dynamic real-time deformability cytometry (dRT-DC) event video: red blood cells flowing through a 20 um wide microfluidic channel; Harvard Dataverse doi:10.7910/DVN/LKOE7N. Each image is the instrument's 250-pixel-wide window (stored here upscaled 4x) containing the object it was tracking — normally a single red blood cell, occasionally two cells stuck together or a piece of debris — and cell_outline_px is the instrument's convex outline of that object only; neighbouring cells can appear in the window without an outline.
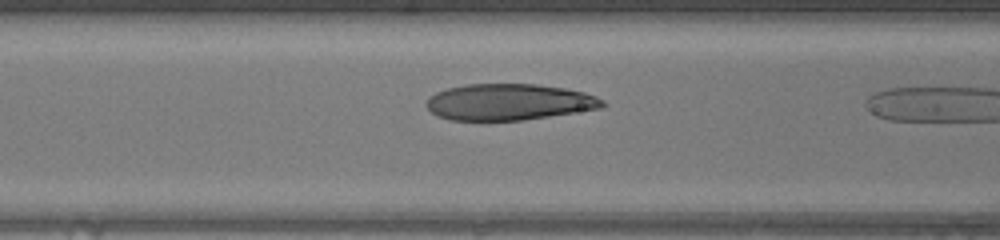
{"species": "human", "species_latin": "Homo sapiens", "temperature_condition": "warm", "stored_images_in_passage": 12, "camera_frame_rate_fps": 3000, "um_per_image_px": 0.085, "donor": {"sex": "female"}, "frame": {"image": 1, "passage_image": 10, "time_ms": 3.0, "image_size_px": [1000, 240], "cell_outline_px": [[608, 104], [604, 108], [524, 120], [448, 120], [436, 116], [424, 104], [428, 96], [436, 92], [448, 88], [464, 84], [536, 84], [564, 88], [584, 92], [596, 96], [604, 100]], "centroid_in_image_um": [43.27, 8.67], "position_along_channel_um": 123.3, "area_um2": 37.69}}